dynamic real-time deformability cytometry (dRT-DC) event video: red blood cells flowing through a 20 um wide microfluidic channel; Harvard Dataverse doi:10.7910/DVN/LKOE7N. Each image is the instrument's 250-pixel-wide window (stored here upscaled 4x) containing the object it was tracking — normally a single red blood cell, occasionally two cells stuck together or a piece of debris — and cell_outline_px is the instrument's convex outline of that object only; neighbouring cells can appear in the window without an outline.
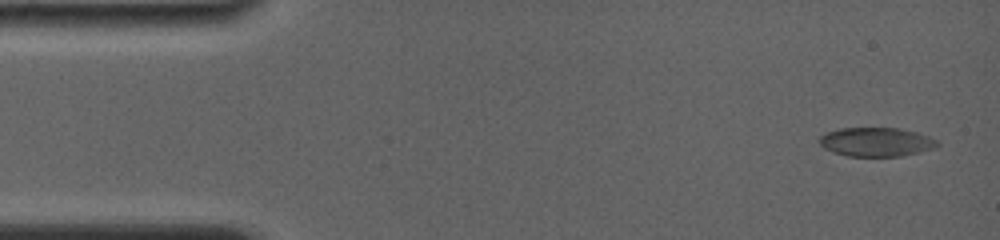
{"species": "common noctule bat (a hibernating species)", "species_latin": "Nyctalus noctula", "temperature_condition": "room temperature", "stored_images_in_passage": 57, "camera_frame_rate_fps": 4000, "um_per_image_px": 0.085, "animal": {"sex": "female", "body_mass_g": 19.0, "forearm_length_mm": 56.7}, "frame": {"image": 1, "passage_image": 1, "time_ms": 0.0, "image_size_px": [1000, 240], "cell_outline_px": [[940, 144], [936, 148], [920, 152], [900, 156], [848, 156], [832, 152], [824, 148], [820, 144], [820, 136], [828, 132], [840, 128], [900, 128], [916, 132], [940, 140]], "centroid_in_image_um": [74.53, 12.07], "position_along_channel_um": 10.5, "area_um2": 20.0}}
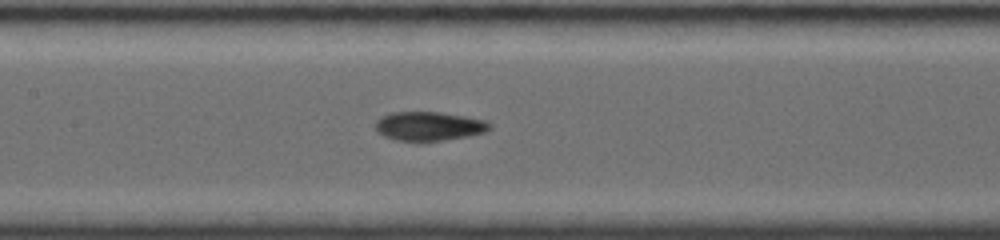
{"frame": {"image": 2, "passage_image": 33, "time_ms": 7.0, "image_size_px": [1000, 240], "cell_outline_px": [[492, 128], [484, 132], [468, 136], [444, 140], [396, 140], [384, 136], [376, 132], [376, 120], [380, 116], [392, 112], [440, 112], [464, 116], [484, 120], [492, 124]], "centroid_in_image_um": [36.45, 10.71], "position_along_channel_um": 171.0, "area_um2": 19.19}}
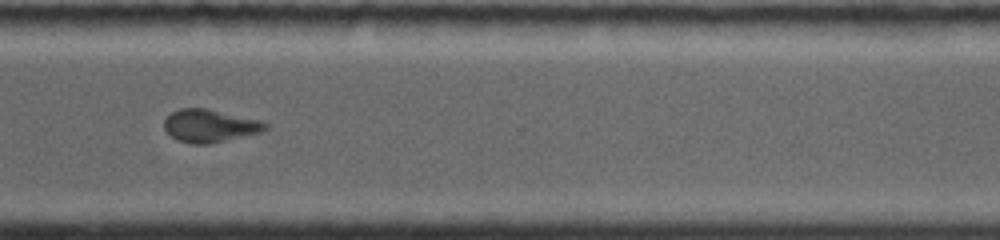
{"frame": {"image": 3, "passage_image": 56, "time_ms": 11.75, "image_size_px": [1000, 240], "cell_outline_px": [[268, 128], [260, 132], [208, 144], [192, 144], [180, 140], [172, 136], [164, 128], [164, 120], [172, 112], [180, 108], [204, 108], [260, 120], [268, 124]], "centroid_in_image_um": [17.83, 10.69], "position_along_channel_um": 352.8, "area_um2": 18.96}}